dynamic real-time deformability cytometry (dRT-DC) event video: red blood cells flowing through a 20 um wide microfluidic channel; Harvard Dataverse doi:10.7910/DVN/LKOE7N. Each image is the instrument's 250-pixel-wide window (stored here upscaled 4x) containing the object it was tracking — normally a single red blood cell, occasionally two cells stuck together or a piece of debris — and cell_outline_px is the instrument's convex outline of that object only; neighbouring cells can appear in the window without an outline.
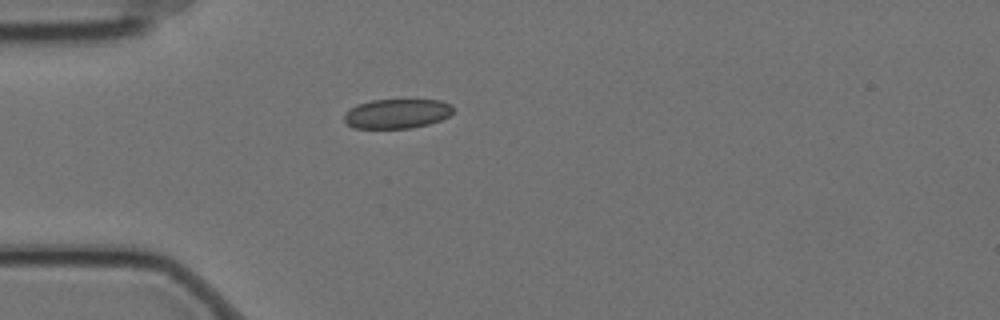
{"species": "Egyptian fruit bat (a non-hibernating species)", "species_latin": "Rousettus aegyptiacus", "temperature_condition": "cold", "stored_images_in_passage": 1, "camera_frame_rate_fps": 3000, "um_per_image_px": 0.085, "animal": {"sex": "female"}, "frame": {"image": 1, "passage_image": 1, "time_ms": 0.0, "image_size_px": [1000, 320], "cell_outline_px": [[456, 108], [448, 116], [440, 120], [428, 124], [412, 128], [352, 128], [344, 120], [344, 116], [356, 104], [372, 100], [440, 100], [452, 104]], "centroid_in_image_um": [33.78, 9.66], "position_along_channel_um": 51.2, "area_um2": 18.73}}